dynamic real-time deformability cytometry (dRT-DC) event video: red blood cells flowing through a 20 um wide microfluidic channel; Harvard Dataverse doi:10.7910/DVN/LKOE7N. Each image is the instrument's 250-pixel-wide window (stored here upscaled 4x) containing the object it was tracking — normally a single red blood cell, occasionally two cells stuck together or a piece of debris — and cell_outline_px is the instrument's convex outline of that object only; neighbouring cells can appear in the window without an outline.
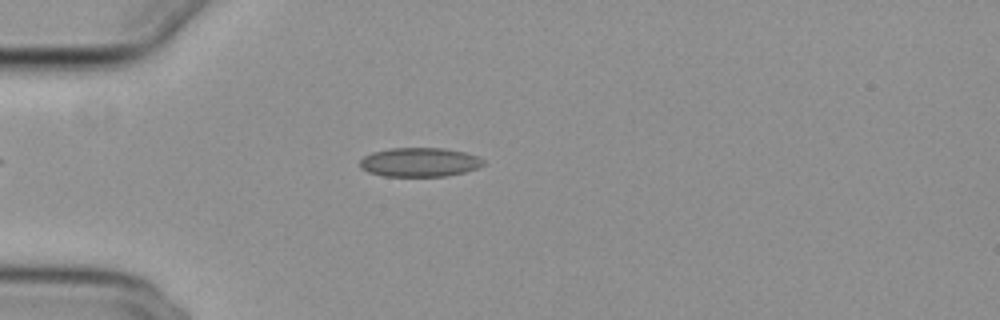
{"species": "common noctule bat (a hibernating species)", "species_latin": "Nyctalus noctula", "temperature_condition": "cold", "stored_images_in_passage": 48, "camera_frame_rate_fps": 3000, "um_per_image_px": 0.085, "animal": {"sex": "female", "body_mass_g": 29.2, "forearm_length_mm": 56.3}, "frame": {"image": 1, "passage_image": 9, "time_ms": 2.667, "image_size_px": [1000, 320], "cell_outline_px": [[484, 164], [476, 168], [464, 172], [444, 176], [384, 176], [368, 172], [360, 168], [360, 160], [364, 156], [372, 152], [392, 148], [444, 148], [464, 152], [476, 156], [484, 160]], "centroid_in_image_um": [35.63, 13.78], "position_along_channel_um": 49.4, "area_um2": 20.81}}
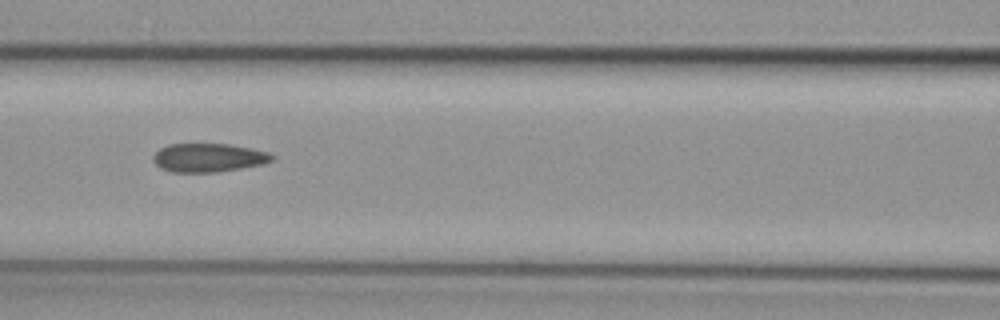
{"frame": {"image": 2, "passage_image": 18, "time_ms": 5.667, "image_size_px": [1000, 320], "cell_outline_px": [[272, 160], [264, 164], [216, 172], [172, 172], [160, 168], [152, 160], [152, 156], [160, 148], [168, 144], [228, 144], [252, 148], [268, 152], [272, 156]], "centroid_in_image_um": [17.69, 13.4], "position_along_channel_um": 148.9, "area_um2": 19.77}}
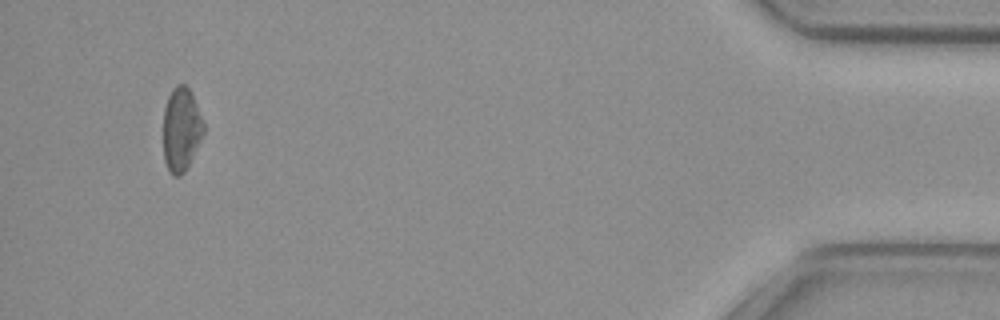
{"frame": {"image": 3, "passage_image": 45, "time_ms": 14.667, "image_size_px": [1000, 320], "cell_outline_px": [[204, 132], [184, 172], [180, 176], [172, 176], [168, 172], [164, 160], [164, 108], [168, 96], [172, 88], [176, 84], [184, 84], [192, 92], [204, 124]], "centroid_in_image_um": [15.39, 10.98], "position_along_channel_um": 419.8, "area_um2": 19.59}, "authors_computed_cell_mechanics": {"area_um2": 20.4612, "velocity_mm_per_s": 3.8453, "shape_relaxation_time_tau1_ms": null, "shape_relaxation_time_tau2_ms": 4.0676, "deformation_change_tau1": null, "deformation_change_tau2": 0.0892}}